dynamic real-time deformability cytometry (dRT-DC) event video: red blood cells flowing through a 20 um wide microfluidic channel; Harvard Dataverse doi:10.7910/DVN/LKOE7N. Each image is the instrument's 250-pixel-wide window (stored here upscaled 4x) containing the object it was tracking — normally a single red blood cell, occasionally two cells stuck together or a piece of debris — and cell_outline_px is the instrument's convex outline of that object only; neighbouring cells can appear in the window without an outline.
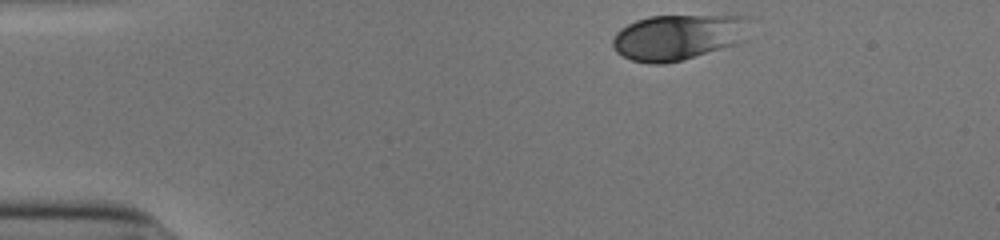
{"species": "human", "species_latin": "Homo sapiens", "temperature_condition": "cold", "stored_images_in_passage": 35, "camera_frame_rate_fps": 3000, "um_per_image_px": 0.085, "donor": {"sex": "male"}, "frame": {"image": 1, "passage_image": 1, "time_ms": 0.0, "image_size_px": [1000, 240], "cell_outline_px": [[748, 40], [736, 44], [680, 60], [664, 64], [648, 64], [632, 60], [616, 52], [612, 48], [612, 40], [616, 32], [620, 28], [636, 20], [648, 16], [748, 16]], "centroid_in_image_um": [57.63, 3.15], "position_along_channel_um": 27.4, "area_um2": 36.53}}
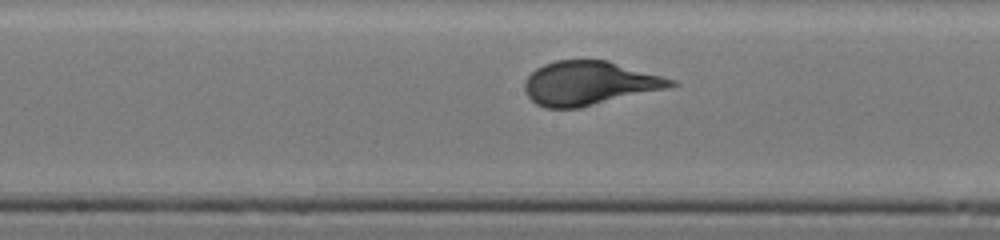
{"frame": {"image": 2, "passage_image": 20, "time_ms": 6.333, "image_size_px": [1000, 240], "cell_outline_px": [[680, 84], [664, 88], [580, 108], [544, 108], [536, 104], [524, 92], [524, 80], [536, 68], [544, 64], [556, 60], [608, 60], [676, 80]], "centroid_in_image_um": [50.04, 7.07], "position_along_channel_um": 198.2, "area_um2": 37.22}}
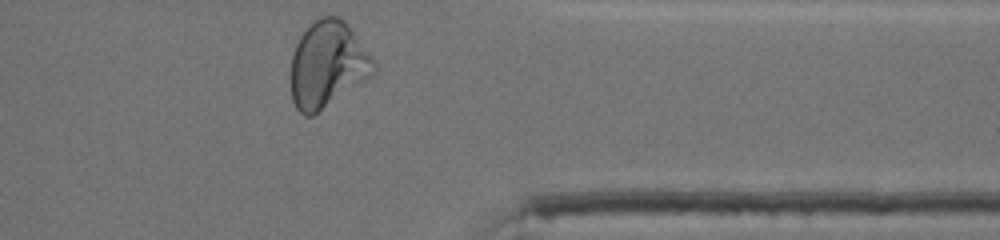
{"frame": {"image": 3, "passage_image": 35, "time_ms": 11.333, "image_size_px": [1000, 240], "cell_outline_px": [[376, 72], [312, 116], [304, 116], [296, 108], [292, 100], [288, 76], [292, 56], [296, 44], [300, 36], [320, 16], [336, 16], [344, 20], [348, 24], [376, 64]], "centroid_in_image_um": [27.79, 5.5], "position_along_channel_um": 383.6, "area_um2": 41.5}, "authors_computed_cell_mechanics": {"area_um2": 37.2232, "velocity_mm_per_s": 3.8799, "shape_relaxation_time_tau1_ms": 2.8896, "shape_relaxation_time_tau2_ms": null, "deformation_change_tau1": 0.1667, "deformation_change_tau2": null}}